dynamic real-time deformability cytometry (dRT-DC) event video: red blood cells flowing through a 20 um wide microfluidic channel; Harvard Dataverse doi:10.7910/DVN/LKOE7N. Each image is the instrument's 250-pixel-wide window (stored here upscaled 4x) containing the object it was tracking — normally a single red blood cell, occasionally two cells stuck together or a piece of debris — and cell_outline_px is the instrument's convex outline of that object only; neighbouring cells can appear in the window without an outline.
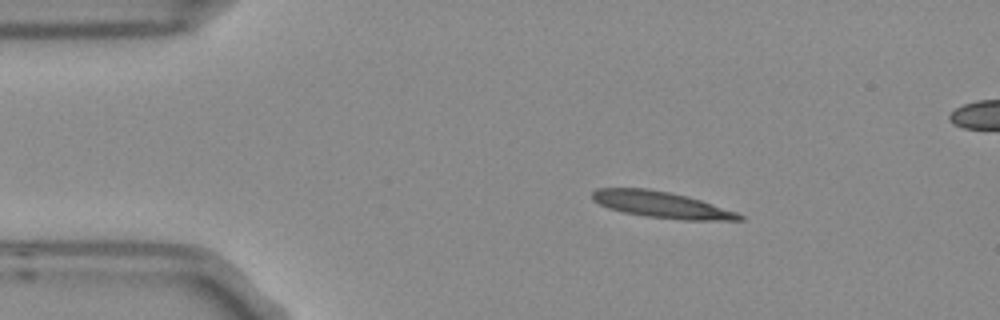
{"species": "Egyptian fruit bat (a non-hibernating species)", "species_latin": "Rousettus aegyptiacus", "temperature_condition": "room temperature", "stored_images_in_passage": 4, "segment_of_instrument_passage": [1, 2], "camera_frame_rate_fps": 3000, "um_per_image_px": 0.085, "frame": {"image": 1, "passage_image": 1, "time_ms": 0.0, "image_size_px": [1000, 320], "cell_outline_px": [[744, 220], [684, 220], [644, 216], [624, 212], [608, 208], [592, 200], [592, 192], [596, 188], [648, 188], [688, 196], [736, 212], [744, 216]], "centroid_in_image_um": [56.2, 17.4], "position_along_channel_um": 28.8, "area_um2": 22.43}}